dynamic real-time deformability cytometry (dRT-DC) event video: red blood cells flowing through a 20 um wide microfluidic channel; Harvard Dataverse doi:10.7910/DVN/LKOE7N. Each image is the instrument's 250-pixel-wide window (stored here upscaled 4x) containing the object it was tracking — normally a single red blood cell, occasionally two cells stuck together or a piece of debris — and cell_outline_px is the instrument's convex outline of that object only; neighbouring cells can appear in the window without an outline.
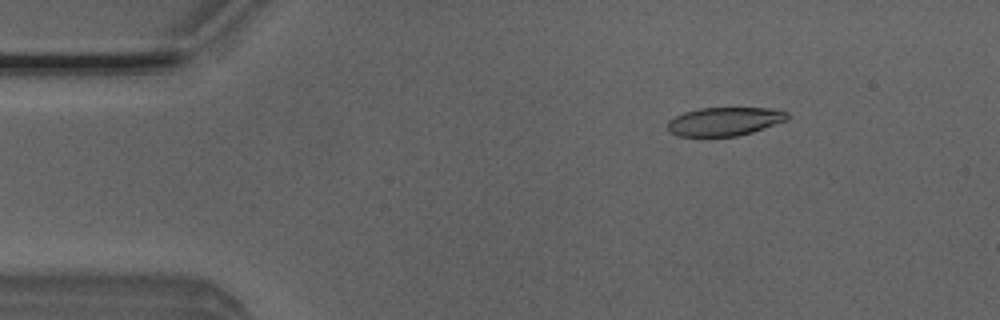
{"species": "Egyptian fruit bat (a non-hibernating species)", "species_latin": "Rousettus aegyptiacus", "temperature_condition": "room temperature", "stored_images_in_passage": 12, "camera_frame_rate_fps": 3000, "um_per_image_px": 0.085, "animal": {"sex": "male"}, "frame": {"image": 1, "passage_image": 5, "time_ms": 1.333, "image_size_px": [1000, 320], "cell_outline_px": [[788, 116], [784, 120], [752, 132], [736, 136], [676, 136], [668, 132], [668, 120], [684, 112], [700, 108], [772, 108], [788, 112]], "centroid_in_image_um": [61.53, 10.32], "position_along_channel_um": 23.5, "area_um2": 19.71}}